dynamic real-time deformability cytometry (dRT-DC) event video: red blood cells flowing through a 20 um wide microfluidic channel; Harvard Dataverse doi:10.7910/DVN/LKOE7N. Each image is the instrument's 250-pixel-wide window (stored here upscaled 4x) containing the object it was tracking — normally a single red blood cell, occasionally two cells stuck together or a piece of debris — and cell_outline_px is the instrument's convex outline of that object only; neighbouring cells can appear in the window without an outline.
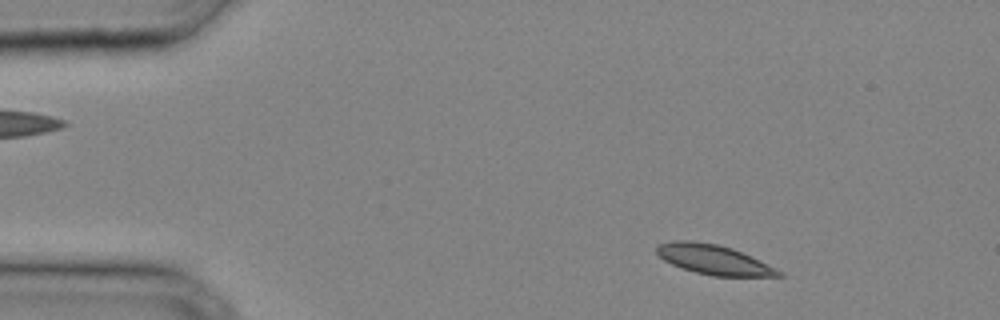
{"species": "common noctule bat (a hibernating species)", "species_latin": "Nyctalus noctula", "temperature_condition": "cold", "stored_images_in_passage": 30, "camera_frame_rate_fps": 3000, "um_per_image_px": 0.085, "animal": {"sex": "male", "body_mass_g": 20.4}, "frame": {"image": 1, "passage_image": 1, "time_ms": 0.0, "image_size_px": [1000, 320], "cell_outline_px": [[784, 276], [712, 276], [696, 272], [672, 264], [664, 260], [656, 252], [656, 248], [660, 244], [672, 240], [692, 240], [716, 244], [732, 248], [784, 272]], "centroid_in_image_um": [60.65, 22.06], "position_along_channel_um": 24.3, "area_um2": 20.81}}
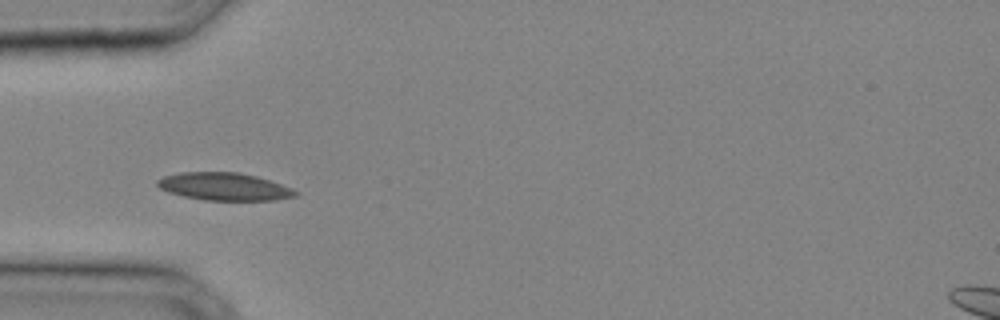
{"frame": {"image": 2, "passage_image": 7, "time_ms": 2.0, "image_size_px": [1000, 320], "cell_outline_px": [[300, 196], [276, 200], [204, 200], [184, 196], [168, 192], [160, 188], [156, 184], [156, 180], [164, 176], [180, 172], [240, 172], [256, 176], [292, 188], [300, 192]], "centroid_in_image_um": [19.09, 15.86], "position_along_channel_um": 65.9, "area_um2": 22.37}}
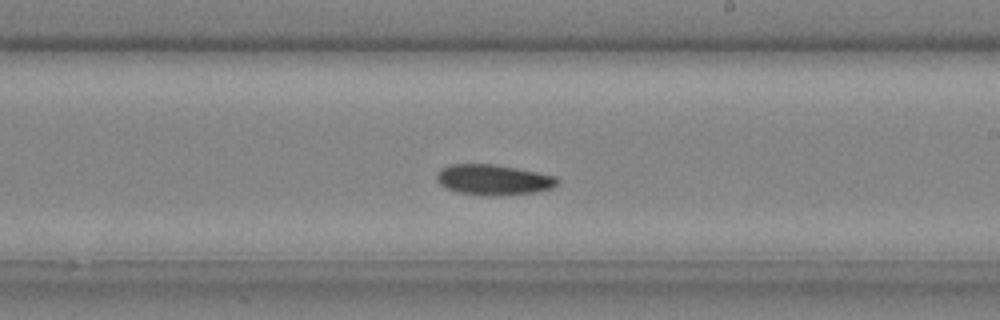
{"frame": {"image": 3, "passage_image": 17, "time_ms": 5.333, "image_size_px": [1000, 320], "cell_outline_px": [[560, 180], [552, 188], [536, 192], [492, 196], [484, 196], [456, 192], [440, 184], [436, 180], [436, 172], [440, 168], [448, 164], [496, 164], [556, 176]], "centroid_in_image_um": [41.9, 15.27], "position_along_channel_um": 247.1, "area_um2": 21.62}}